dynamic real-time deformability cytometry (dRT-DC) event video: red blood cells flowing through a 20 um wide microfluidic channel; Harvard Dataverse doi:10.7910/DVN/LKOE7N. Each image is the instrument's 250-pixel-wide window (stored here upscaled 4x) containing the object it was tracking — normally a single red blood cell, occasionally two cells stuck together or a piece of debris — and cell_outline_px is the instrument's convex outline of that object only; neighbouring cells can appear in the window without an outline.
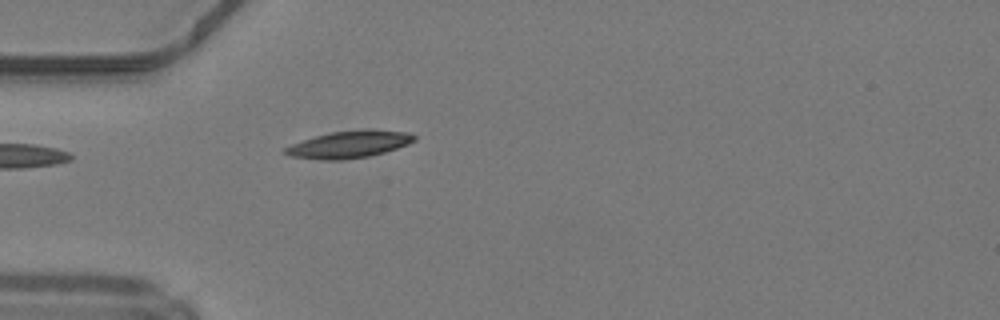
{"species": "common noctule bat (a hibernating species)", "species_latin": "Nyctalus noctula", "temperature_condition": "warm", "stored_images_in_passage": 35, "camera_frame_rate_fps": 3000, "um_per_image_px": 0.085, "animal": {"sex": "male", "body_mass_g": 19.2, "forearm_length_mm": 51.8}, "frame": {"image": 1, "passage_image": 1, "time_ms": 0.0, "image_size_px": [1000, 320], "cell_outline_px": [[416, 140], [408, 144], [384, 152], [368, 156], [340, 160], [320, 160], [292, 156], [280, 152], [284, 148], [292, 144], [316, 136], [332, 132], [368, 128], [372, 128], [408, 132], [416, 136]], "centroid_in_image_um": [29.7, 12.26], "position_along_channel_um": 55.3, "area_um2": 20.46}}
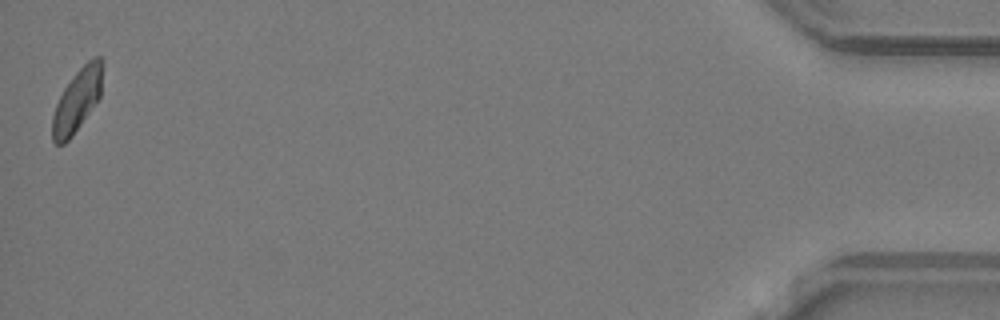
{"frame": {"image": 2, "passage_image": 35, "time_ms": 11.333, "image_size_px": [1000, 320], "cell_outline_px": [[104, 64], [100, 96], [72, 136], [64, 144], [56, 144], [52, 140], [52, 116], [56, 104], [64, 88], [72, 76], [92, 56], [100, 56], [104, 60]], "centroid_in_image_um": [6.57, 8.47], "position_along_channel_um": 428.6, "area_um2": 18.38}, "authors_computed_cell_mechanics": {"area_um2": 18.8428, "velocity_mm_per_s": 4.2049, "shape_relaxation_time_tau1_ms": 6.7333, "shape_relaxation_time_tau2_ms": null, "deformation_change_tau1": 0.1437, "deformation_change_tau2": null}}